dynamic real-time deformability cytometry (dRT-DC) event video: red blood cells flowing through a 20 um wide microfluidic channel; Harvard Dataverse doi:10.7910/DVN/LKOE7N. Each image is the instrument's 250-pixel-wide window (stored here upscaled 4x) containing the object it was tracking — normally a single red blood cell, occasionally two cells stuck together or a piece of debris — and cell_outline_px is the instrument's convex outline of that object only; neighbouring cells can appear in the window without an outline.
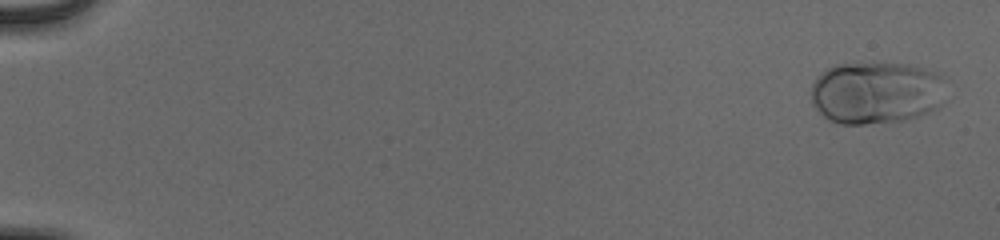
{"species": "human", "species_latin": "Homo sapiens", "temperature_condition": "cold", "stored_images_in_passage": 55, "camera_frame_rate_fps": 3000, "um_per_image_px": 0.085, "donor": {"sex": "male"}, "frame": {"image": 1, "passage_image": 2, "time_ms": 0.333, "image_size_px": [1000, 240], "cell_outline_px": [[948, 80], [940, 104], [936, 108], [928, 112], [904, 120], [864, 124], [840, 124], [828, 120], [812, 104], [812, 84], [828, 68], [836, 64], [860, 60], [908, 64], [924, 68], [948, 76]], "centroid_in_image_um": [74.52, 7.82], "position_along_channel_um": 10.5, "area_um2": 50.17}}
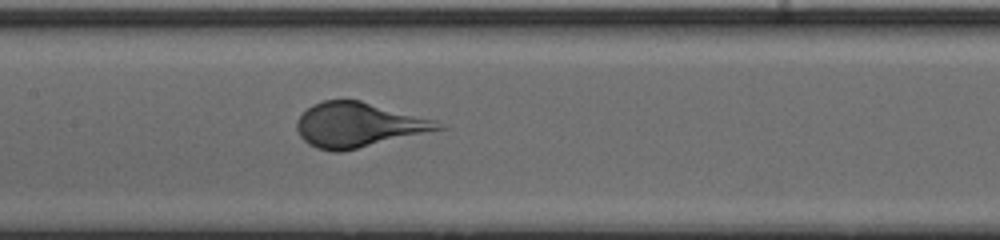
{"frame": {"image": 2, "passage_image": 29, "time_ms": 9.333, "image_size_px": [1000, 240], "cell_outline_px": [[448, 128], [340, 152], [332, 152], [316, 148], [308, 144], [300, 136], [296, 128], [296, 120], [312, 104], [324, 100], [360, 100], [436, 120]], "centroid_in_image_um": [30.46, 10.62], "position_along_channel_um": 176.9, "area_um2": 36.76}}
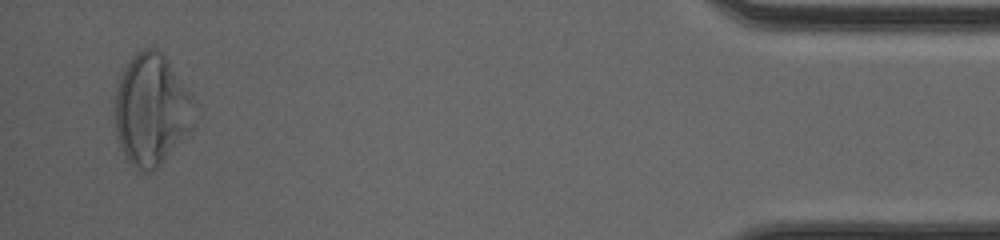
{"frame": {"image": 3, "passage_image": 53, "time_ms": 17.333, "image_size_px": [1000, 240], "cell_outline_px": [[196, 124], [160, 164], [152, 172], [140, 172], [128, 160], [120, 144], [116, 132], [112, 108], [116, 88], [124, 68], [132, 56], [136, 52], [144, 48], [156, 48], [168, 60], [192, 96]], "centroid_in_image_um": [12.85, 9.32], "position_along_channel_um": 422.3, "area_um2": 51.79}}